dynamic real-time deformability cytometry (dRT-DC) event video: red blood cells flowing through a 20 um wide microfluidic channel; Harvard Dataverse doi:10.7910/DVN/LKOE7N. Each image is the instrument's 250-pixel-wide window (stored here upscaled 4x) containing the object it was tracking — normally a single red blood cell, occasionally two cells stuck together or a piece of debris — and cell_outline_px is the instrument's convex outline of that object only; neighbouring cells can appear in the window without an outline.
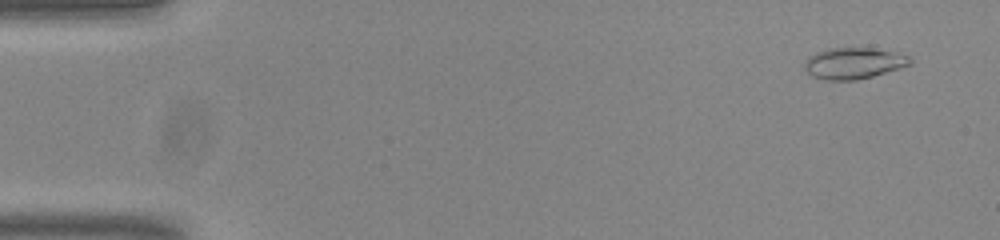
{"species": "common noctule bat (a hibernating species)", "species_latin": "Nyctalus noctula", "temperature_condition": "room temperature", "stored_images_in_passage": 54, "camera_frame_rate_fps": 3000, "um_per_image_px": 0.085, "animal": {"sex": "male", "body_mass_g": 20.0, "forearm_length_mm": 53.3}, "frame": {"image": 1, "passage_image": 4, "time_ms": 1.0, "image_size_px": [1000, 240], "cell_outline_px": [[912, 64], [900, 68], [872, 76], [856, 80], [828, 80], [812, 76], [804, 68], [804, 60], [808, 56], [816, 52], [828, 48], [872, 48], [892, 52], [908, 56], [912, 60]], "centroid_in_image_um": [72.52, 5.37], "position_along_channel_um": 12.5, "area_um2": 19.13}}
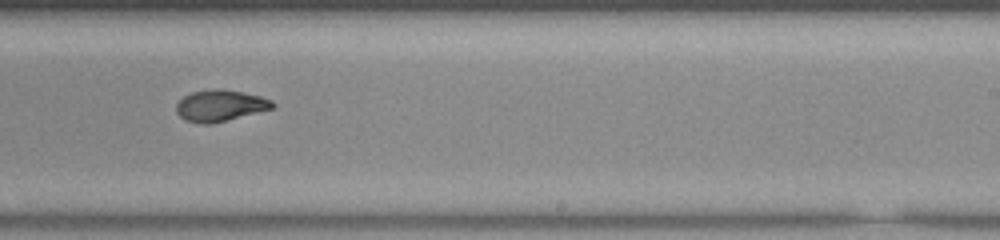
{"frame": {"image": 2, "passage_image": 34, "time_ms": 11.0, "image_size_px": [1000, 240], "cell_outline_px": [[276, 104], [272, 108], [212, 124], [200, 124], [184, 120], [176, 112], [176, 104], [184, 96], [192, 92], [216, 88], [240, 92], [260, 96], [272, 100]], "centroid_in_image_um": [18.68, 8.98], "position_along_channel_um": 270.3, "area_um2": 17.46}}
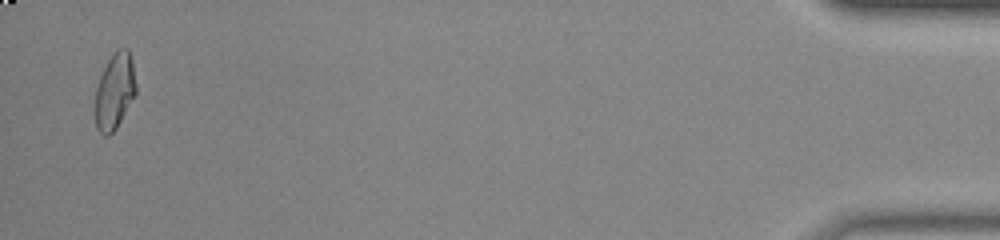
{"frame": {"image": 3, "passage_image": 53, "time_ms": 17.333, "image_size_px": [1000, 240], "cell_outline_px": [[136, 92], [116, 128], [108, 136], [104, 136], [96, 128], [92, 112], [96, 88], [100, 76], [108, 60], [120, 48], [128, 48], [132, 60], [136, 84]], "centroid_in_image_um": [9.7, 7.8], "position_along_channel_um": 425.5, "area_um2": 18.26}, "authors_computed_cell_mechanics": {"area_um2": 17.9758, "velocity_mm_per_s": 3.8385, "shape_relaxation_time_tau1_ms": 9.12, "shape_relaxation_time_tau2_ms": 2.1364, "deformation_change_tau1": 0.2944, "deformation_change_tau2": 0.0663}}